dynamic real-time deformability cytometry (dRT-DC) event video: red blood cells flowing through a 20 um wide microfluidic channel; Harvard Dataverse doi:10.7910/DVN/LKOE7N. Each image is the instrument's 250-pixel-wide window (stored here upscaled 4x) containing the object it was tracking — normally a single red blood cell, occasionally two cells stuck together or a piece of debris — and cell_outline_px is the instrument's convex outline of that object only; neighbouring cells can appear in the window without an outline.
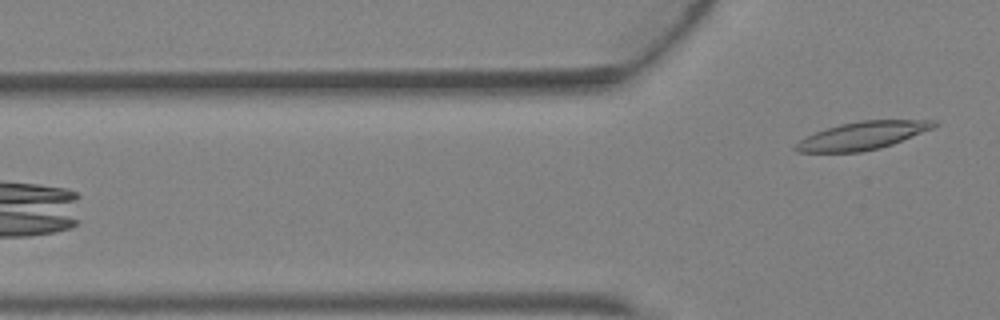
{"species": "Egyptian fruit bat (a non-hibernating species)", "species_latin": "Rousettus aegyptiacus", "temperature_condition": "warm", "stored_images_in_passage": 4, "camera_frame_rate_fps": 3000, "um_per_image_px": 0.085, "animal": {"sex": "female"}, "frame": {"image": 1, "passage_image": 4, "time_ms": 1.0, "image_size_px": [1000, 320], "cell_outline_px": [[940, 124], [932, 128], [892, 144], [880, 148], [860, 152], [796, 152], [792, 148], [800, 140], [816, 132], [840, 124], [860, 120], [936, 120]], "centroid_in_image_um": [73.31, 11.53], "position_along_channel_um": 52.5, "area_um2": 22.25}}